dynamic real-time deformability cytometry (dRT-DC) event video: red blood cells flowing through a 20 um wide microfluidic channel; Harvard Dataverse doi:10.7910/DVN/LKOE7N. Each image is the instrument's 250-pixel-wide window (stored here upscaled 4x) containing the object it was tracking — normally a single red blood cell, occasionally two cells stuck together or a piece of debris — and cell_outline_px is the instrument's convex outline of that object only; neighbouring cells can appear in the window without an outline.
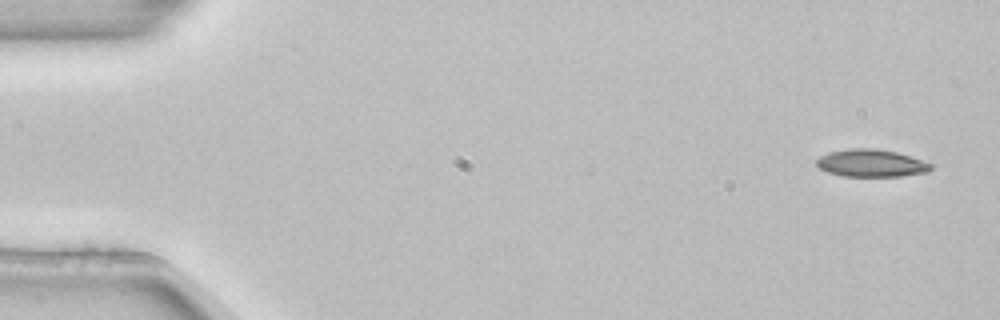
{"species": "common noctule bat (a hibernating species)", "species_latin": "Nyctalus noctula", "temperature_condition": "room temperature", "stored_images_in_passage": 3, "camera_frame_rate_fps": 3000, "um_per_image_px": 0.085, "animal": {"sex": "female", "body_mass_g": 22.7, "forearm_length_mm": 54.2}, "frame": {"image": 1, "passage_image": 1, "time_ms": 0.0, "image_size_px": [1000, 320], "cell_outline_px": [[932, 168], [928, 172], [900, 176], [844, 176], [828, 172], [820, 168], [816, 164], [816, 160], [820, 156], [828, 152], [848, 148], [876, 148], [896, 152], [932, 164]], "centroid_in_image_um": [74.02, 13.86], "position_along_channel_um": 11.0, "area_um2": 18.21}}
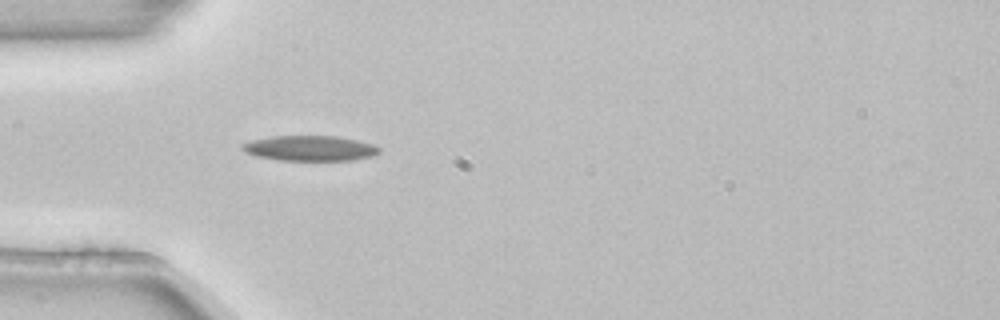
{"frame": {"image": 2, "passage_image": 3, "time_ms": 0.667, "image_size_px": [1000, 320], "cell_outline_px": [[380, 152], [372, 156], [352, 160], [280, 160], [256, 156], [244, 152], [240, 148], [240, 144], [252, 140], [272, 136], [336, 136], [356, 140], [372, 144], [380, 148]], "centroid_in_image_um": [26.3, 12.6], "position_along_channel_um": 58.7, "area_um2": 20.11}}